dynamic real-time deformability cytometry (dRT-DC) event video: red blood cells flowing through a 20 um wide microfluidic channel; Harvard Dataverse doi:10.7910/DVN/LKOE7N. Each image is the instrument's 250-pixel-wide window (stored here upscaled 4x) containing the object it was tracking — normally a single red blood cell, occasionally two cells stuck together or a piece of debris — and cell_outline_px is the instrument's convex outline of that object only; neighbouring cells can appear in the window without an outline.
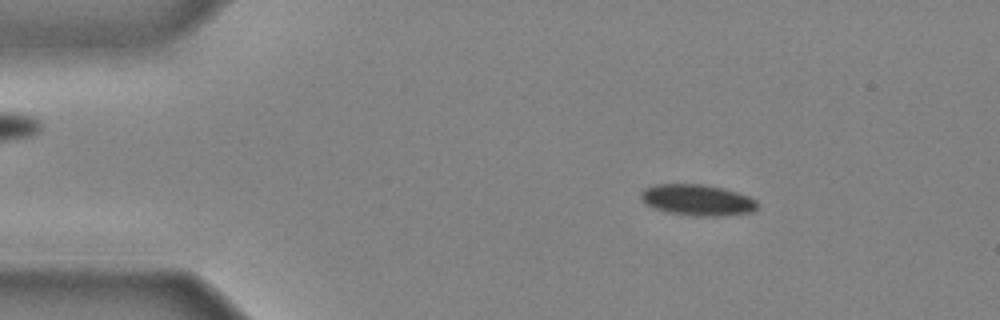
{"species": "common noctule bat (a hibernating species)", "species_latin": "Nyctalus noctula", "temperature_condition": "cold", "stored_images_in_passage": 37, "camera_frame_rate_fps": 3000, "um_per_image_px": 0.085, "animal": {"sex": "male", "body_mass_g": 20.4}, "frame": {"image": 1, "passage_image": 1, "time_ms": 0.0, "image_size_px": [1000, 320], "cell_outline_px": [[756, 208], [752, 212], [716, 216], [696, 216], [668, 212], [644, 204], [640, 196], [640, 192], [644, 188], [652, 184], [704, 184], [724, 188], [748, 196], [756, 200]], "centroid_in_image_um": [59.23, 16.98], "position_along_channel_um": 25.8, "area_um2": 21.1}}
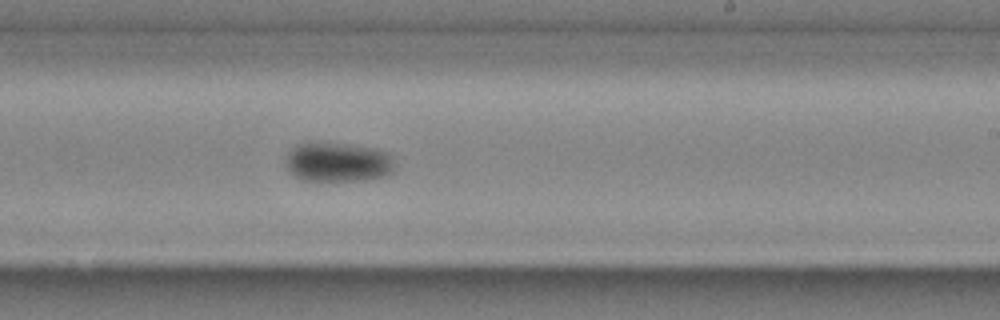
{"frame": {"image": 2, "passage_image": 21, "time_ms": 6.667, "image_size_px": [1000, 320], "cell_outline_px": [[392, 172], [384, 176], [364, 180], [300, 180], [292, 176], [288, 172], [288, 152], [296, 144], [316, 140], [352, 144], [376, 148], [388, 152], [392, 156]], "centroid_in_image_um": [28.69, 13.74], "position_along_channel_um": 260.3, "area_um2": 25.55}}
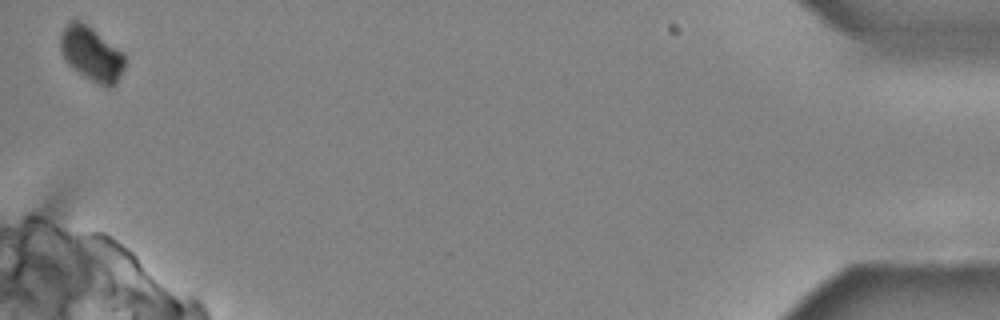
{"frame": {"image": 3, "passage_image": 37, "time_ms": 12.0, "image_size_px": [1000, 320], "cell_outline_px": [[124, 68], [116, 84], [108, 88], [92, 80], [80, 72], [64, 56], [60, 48], [60, 32], [72, 20], [80, 20], [124, 52]], "centroid_in_image_um": [7.81, 4.56], "position_along_channel_um": 427.4, "area_um2": 19.71}}